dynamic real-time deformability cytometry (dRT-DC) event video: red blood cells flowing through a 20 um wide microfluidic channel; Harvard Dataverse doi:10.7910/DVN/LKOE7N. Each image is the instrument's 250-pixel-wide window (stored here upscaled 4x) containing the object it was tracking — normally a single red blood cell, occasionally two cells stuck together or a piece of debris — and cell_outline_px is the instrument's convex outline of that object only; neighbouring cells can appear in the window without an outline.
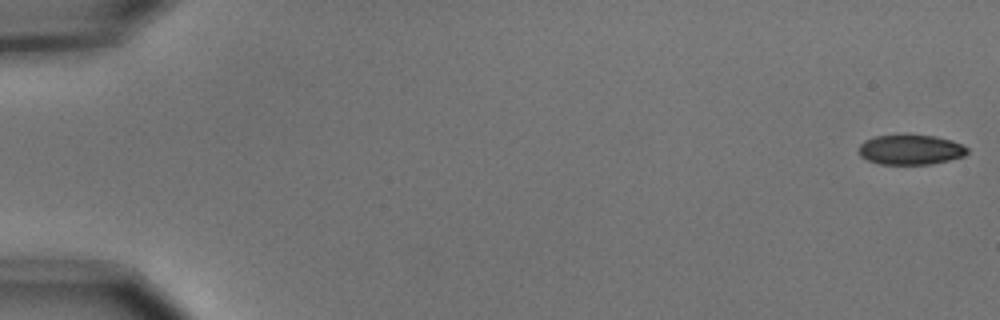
{"species": "common noctule bat (a hibernating species)", "species_latin": "Nyctalus noctula", "temperature_condition": "cold", "stored_images_in_passage": 55, "camera_frame_rate_fps": 3000, "um_per_image_px": 0.085, "animal": {"sex": "male", "body_mass_g": 15.6}, "frame": {"image": 1, "passage_image": 1, "time_ms": 0.0, "image_size_px": [1000, 320], "cell_outline_px": [[968, 152], [964, 156], [932, 164], [880, 164], [868, 160], [860, 156], [860, 144], [864, 140], [876, 136], [904, 132], [936, 136], [952, 140], [968, 148]], "centroid_in_image_um": [77.39, 12.68], "position_along_channel_um": 7.6, "area_um2": 19.48}}
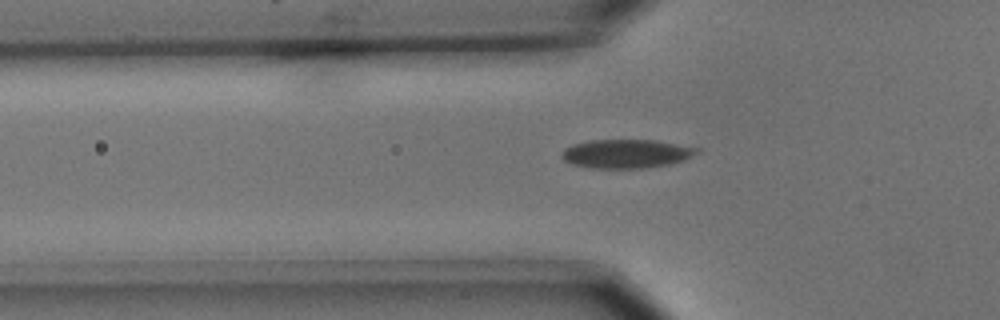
{"frame": {"image": 2, "passage_image": 19, "time_ms": 6.0, "image_size_px": [1000, 320], "cell_outline_px": [[700, 152], [684, 160], [668, 164], [648, 168], [588, 168], [572, 164], [564, 160], [560, 156], [564, 148], [572, 144], [588, 140], [652, 140], [700, 148]], "centroid_in_image_um": [53.2, 13.07], "position_along_channel_um": 72.6, "area_um2": 22.77}}
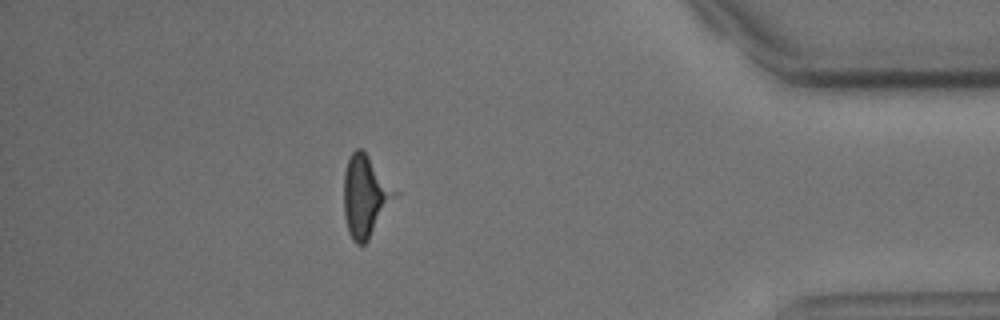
{"frame": {"image": 3, "passage_image": 49, "time_ms": 16.0, "image_size_px": [1000, 320], "cell_outline_px": [[400, 192], [368, 240], [364, 244], [356, 244], [352, 240], [348, 232], [344, 216], [344, 172], [348, 160], [352, 152], [356, 148], [360, 148], [368, 156]], "centroid_in_image_um": [31.07, 16.68], "position_along_channel_um": 404.1, "area_um2": 24.39}}